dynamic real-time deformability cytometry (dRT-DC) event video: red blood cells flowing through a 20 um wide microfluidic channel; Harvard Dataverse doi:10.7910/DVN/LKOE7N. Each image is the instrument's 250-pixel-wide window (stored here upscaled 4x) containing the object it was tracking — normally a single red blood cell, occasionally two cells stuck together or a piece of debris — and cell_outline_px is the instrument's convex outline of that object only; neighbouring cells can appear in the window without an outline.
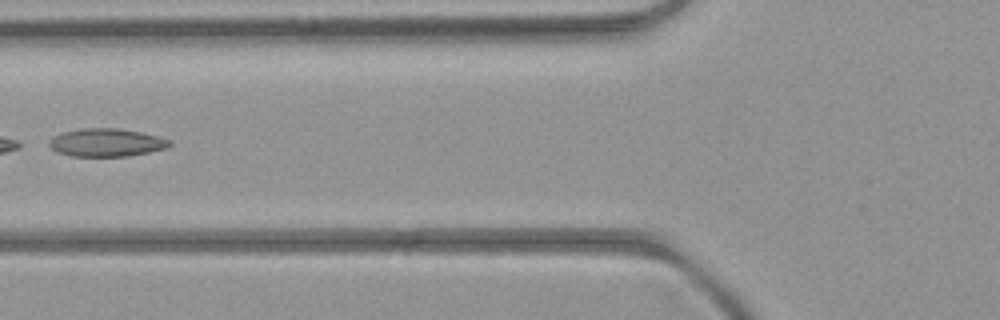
{"species": "common noctule bat (a hibernating species)", "species_latin": "Nyctalus noctula", "temperature_condition": "room temperature", "stored_images_in_passage": 5, "camera_frame_rate_fps": 3000, "um_per_image_px": 0.085, "animal": {"sex": "female", "body_mass_g": 21.9}, "frame": {"image": 1, "passage_image": 4, "time_ms": 3.333, "image_size_px": [1000, 320], "cell_outline_px": [[172, 144], [168, 148], [128, 156], [72, 156], [56, 152], [48, 144], [48, 140], [52, 136], [64, 132], [84, 128], [116, 128], [140, 132], [172, 140]], "centroid_in_image_um": [9.04, 12.12], "position_along_channel_um": 116.8, "area_um2": 19.65}}
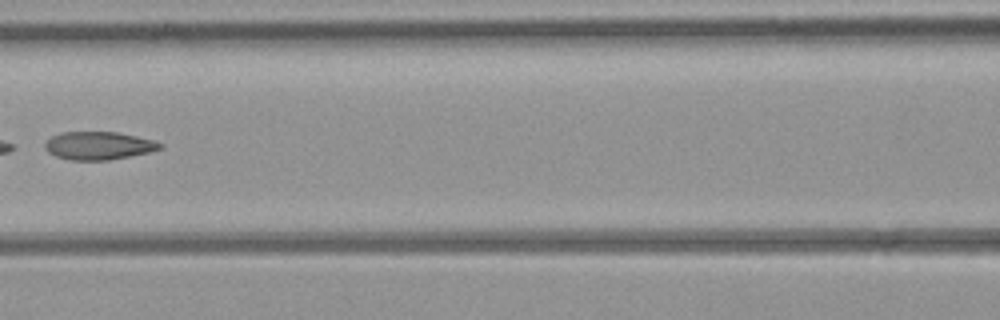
{"frame": {"image": 2, "passage_image": 5, "time_ms": 4.333, "image_size_px": [1000, 320], "cell_outline_px": [[164, 148], [132, 156], [108, 160], [68, 160], [56, 156], [48, 152], [44, 148], [44, 144], [52, 136], [60, 132], [116, 132], [136, 136], [152, 140], [164, 144]], "centroid_in_image_um": [8.38, 12.38], "position_along_channel_um": 158.2, "area_um2": 18.84}}